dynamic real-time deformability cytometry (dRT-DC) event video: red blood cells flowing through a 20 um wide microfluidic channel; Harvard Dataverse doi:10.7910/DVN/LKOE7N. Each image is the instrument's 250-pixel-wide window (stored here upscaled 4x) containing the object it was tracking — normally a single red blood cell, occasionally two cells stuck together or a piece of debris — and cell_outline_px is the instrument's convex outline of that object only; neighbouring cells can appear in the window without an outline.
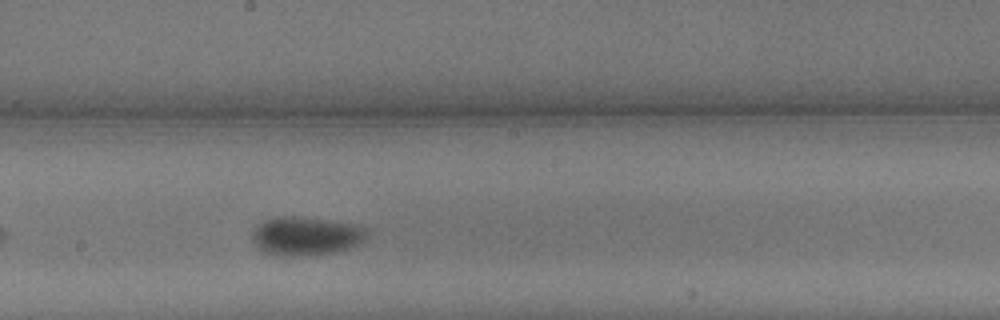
{"species": "common noctule bat (a hibernating species)", "species_latin": "Nyctalus noctula", "temperature_condition": "warm", "stored_images_in_passage": 13, "camera_frame_rate_fps": 3000, "um_per_image_px": 0.085, "animal": {"sex": "male", "body_mass_g": 13.3}, "frame": {"image": 1, "passage_image": 13, "time_ms": 4.0, "image_size_px": [1000, 320], "cell_outline_px": [[372, 232], [360, 244], [352, 248], [336, 252], [308, 256], [288, 256], [264, 252], [252, 240], [252, 232], [256, 224], [264, 220], [280, 216], [296, 216], [360, 224], [368, 228]], "centroid_in_image_um": [26.09, 20.05], "position_along_channel_um": 222.1, "area_um2": 26.47}}